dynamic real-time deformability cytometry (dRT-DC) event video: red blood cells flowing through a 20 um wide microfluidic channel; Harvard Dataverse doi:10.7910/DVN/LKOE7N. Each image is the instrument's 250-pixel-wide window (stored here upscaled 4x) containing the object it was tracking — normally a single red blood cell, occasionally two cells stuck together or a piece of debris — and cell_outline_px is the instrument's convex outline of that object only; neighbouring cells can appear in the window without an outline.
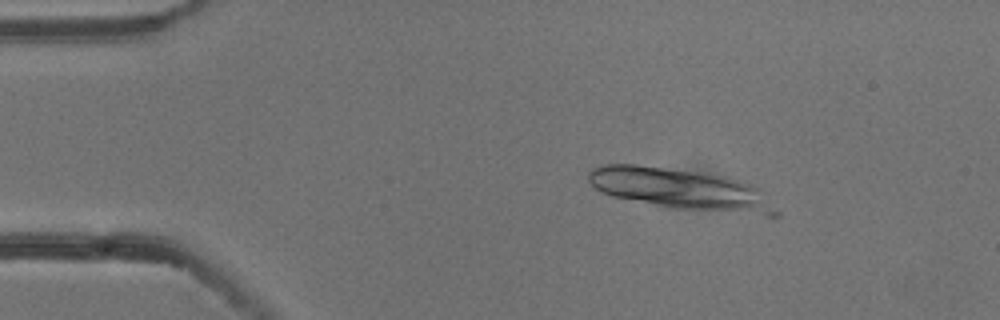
{"species": "common noctule bat (a hibernating species)", "species_latin": "Nyctalus noctula", "temperature_condition": "cold", "stored_images_in_passage": 4, "camera_frame_rate_fps": 3000, "um_per_image_px": 0.085, "animal": {"sex": "male", "body_mass_g": 13.3}, "frame": {"image": 1, "passage_image": 3, "time_ms": 0.667, "image_size_px": [1000, 320], "cell_outline_px": [[780, 216], [768, 216], [672, 208], [612, 196], [596, 188], [588, 180], [588, 172], [592, 168], [604, 164], [636, 164], [728, 176], [748, 184], [756, 188], [780, 212]], "centroid_in_image_um": [57.86, 16.09], "position_along_channel_um": 27.1, "area_um2": 44.51}}